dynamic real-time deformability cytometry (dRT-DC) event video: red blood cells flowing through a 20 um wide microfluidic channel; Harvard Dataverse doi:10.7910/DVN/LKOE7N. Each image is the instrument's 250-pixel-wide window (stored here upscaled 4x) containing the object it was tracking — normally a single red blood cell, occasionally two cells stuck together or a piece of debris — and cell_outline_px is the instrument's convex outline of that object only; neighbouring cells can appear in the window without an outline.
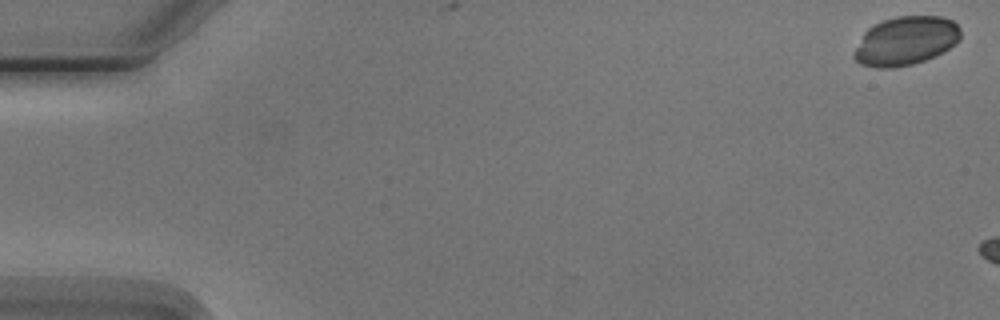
{"species": "Egyptian fruit bat (a non-hibernating species)", "species_latin": "Rousettus aegyptiacus", "temperature_condition": "cold", "stored_images_in_passage": 2, "camera_frame_rate_fps": 3000, "um_per_image_px": 0.085, "animal": {"sex": "male"}, "frame": {"image": 1, "passage_image": 1, "time_ms": 0.0, "image_size_px": [1000, 320], "cell_outline_px": [[960, 40], [956, 44], [936, 56], [912, 64], [892, 68], [876, 68], [860, 64], [852, 56], [864, 32], [868, 28], [884, 20], [896, 16], [940, 16], [952, 20], [960, 28]], "centroid_in_image_um": [77.0, 3.48], "position_along_channel_um": 8.0, "area_um2": 30.29}}